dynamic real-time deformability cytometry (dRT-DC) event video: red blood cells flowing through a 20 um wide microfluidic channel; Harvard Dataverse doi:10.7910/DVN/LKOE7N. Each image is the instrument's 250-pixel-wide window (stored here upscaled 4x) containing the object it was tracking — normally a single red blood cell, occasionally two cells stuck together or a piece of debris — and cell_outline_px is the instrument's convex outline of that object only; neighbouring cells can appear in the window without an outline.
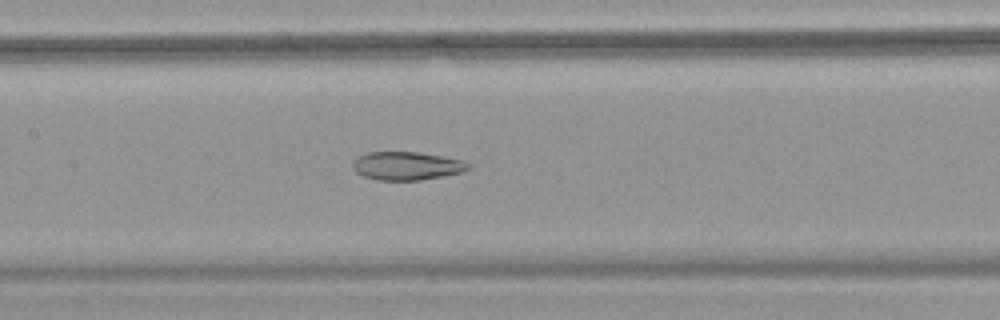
{"species": "common noctule bat (a hibernating species)", "species_latin": "Nyctalus noctula", "temperature_condition": "warm", "stored_images_in_passage": 53, "camera_frame_rate_fps": 3000, "um_per_image_px": 0.085, "animal": {"sex": "female", "body_mass_g": 18.4}, "frame": {"image": 1, "passage_image": 26, "time_ms": 8.333, "image_size_px": [1000, 320], "cell_outline_px": [[472, 168], [464, 172], [420, 180], [380, 180], [364, 176], [356, 172], [352, 168], [352, 160], [368, 152], [416, 152], [464, 160], [472, 164]], "centroid_in_image_um": [34.61, 14.1], "position_along_channel_um": 172.8, "area_um2": 19.13}}
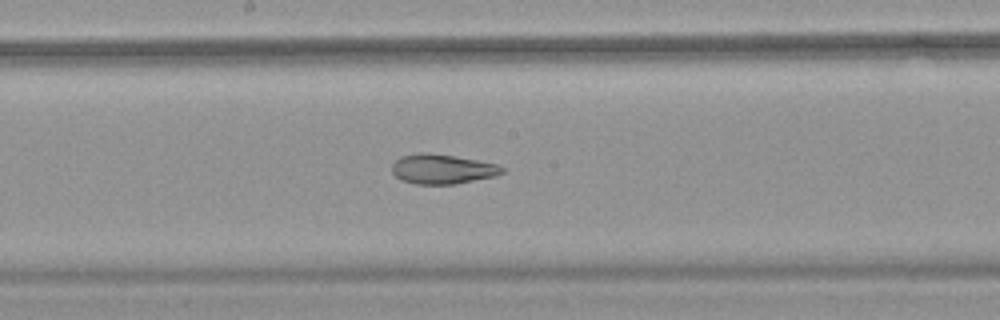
{"frame": {"image": 2, "passage_image": 29, "time_ms": 9.333, "image_size_px": [1000, 320], "cell_outline_px": [[504, 172], [496, 176], [456, 184], [416, 184], [400, 180], [392, 172], [392, 164], [400, 156], [420, 152], [424, 152], [456, 156], [496, 164], [504, 168]], "centroid_in_image_um": [37.58, 14.37], "position_along_channel_um": 210.6, "area_um2": 19.13}}
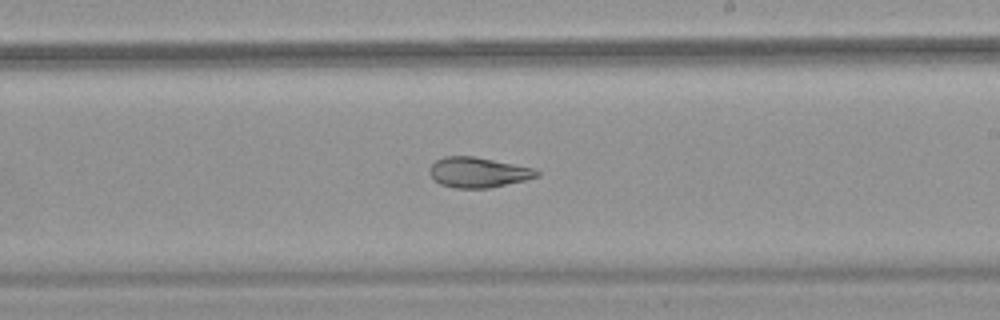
{"frame": {"image": 3, "passage_image": 32, "time_ms": 10.333, "image_size_px": [1000, 320], "cell_outline_px": [[540, 176], [524, 180], [488, 188], [456, 188], [440, 184], [428, 172], [428, 168], [436, 160], [444, 156], [476, 156], [536, 168], [540, 172]], "centroid_in_image_um": [40.66, 14.63], "position_along_channel_um": 248.3, "area_um2": 19.02}, "authors_computed_cell_mechanics": {"area_um2": 24.6806, "velocity_mm_per_s": 3.802, "shape_relaxation_time_tau1_ms": null, "shape_relaxation_time_tau2_ms": 2.6161, "deformation_change_tau1": null, "deformation_change_tau2": 0.0922}}